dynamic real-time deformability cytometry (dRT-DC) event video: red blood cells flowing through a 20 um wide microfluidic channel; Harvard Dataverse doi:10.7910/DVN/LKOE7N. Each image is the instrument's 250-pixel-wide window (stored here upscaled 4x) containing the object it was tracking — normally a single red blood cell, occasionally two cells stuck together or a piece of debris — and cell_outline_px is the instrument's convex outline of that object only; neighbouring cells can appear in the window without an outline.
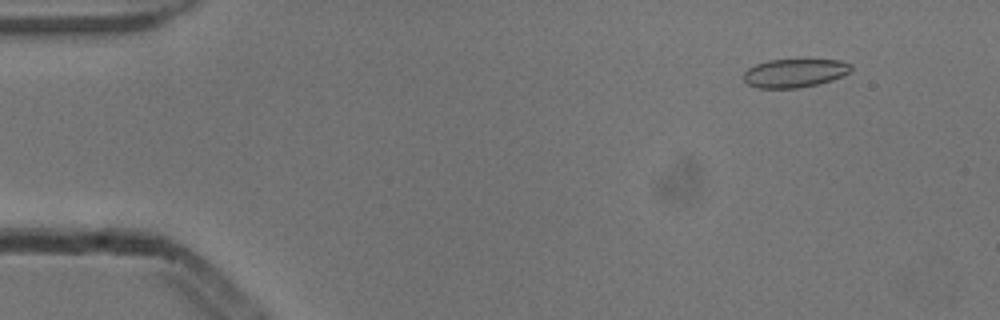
{"species": "common noctule bat (a hibernating species)", "species_latin": "Nyctalus noctula", "temperature_condition": "cold", "stored_images_in_passage": 4, "camera_frame_rate_fps": 3000, "um_per_image_px": 0.085, "animal": {"sex": "male", "body_mass_g": 13.3}, "frame": {"image": 1, "passage_image": 2, "time_ms": 0.333, "image_size_px": [1000, 320], "cell_outline_px": [[852, 68], [848, 72], [832, 80], [816, 84], [796, 88], [760, 88], [748, 84], [744, 80], [744, 72], [748, 68], [756, 64], [768, 60], [840, 60], [852, 64]], "centroid_in_image_um": [67.53, 6.2], "position_along_channel_um": 17.5, "area_um2": 17.63}}
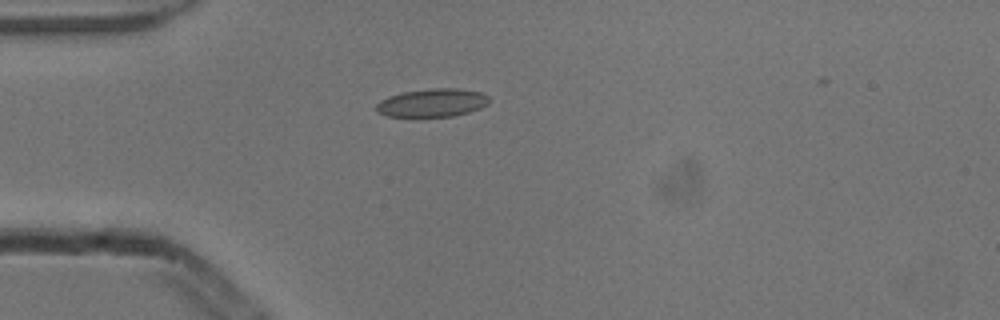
{"frame": {"image": 2, "passage_image": 4, "time_ms": 1.0, "image_size_px": [1000, 320], "cell_outline_px": [[488, 104], [480, 108], [468, 112], [452, 116], [388, 116], [376, 112], [376, 104], [380, 100], [388, 96], [404, 92], [432, 88], [456, 88], [480, 92], [488, 96]], "centroid_in_image_um": [36.72, 8.73], "position_along_channel_um": 48.3, "area_um2": 18.38}}